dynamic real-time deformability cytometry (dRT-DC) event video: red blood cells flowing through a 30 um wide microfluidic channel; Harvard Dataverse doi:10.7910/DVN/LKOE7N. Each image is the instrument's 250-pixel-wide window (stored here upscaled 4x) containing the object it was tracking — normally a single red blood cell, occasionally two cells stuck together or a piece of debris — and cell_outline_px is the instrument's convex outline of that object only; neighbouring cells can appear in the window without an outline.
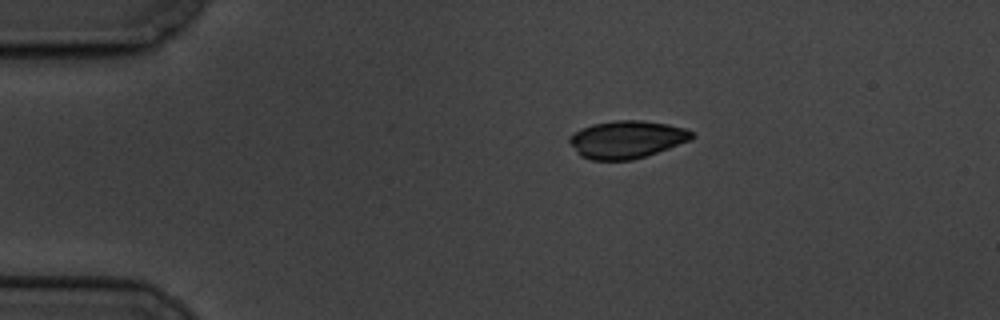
{"species": "common noctule bat (a hibernating species)", "species_latin": "Nyctalus noctula", "temperature_condition": "cold", "stored_images_in_passage": 4, "camera_frame_rate_fps": 3000, "um_per_image_px": 0.085, "animal": {"sex": "male", "body_mass_g": 19.5, "forearm_length_mm": 54.6}, "frame": {"image": 1, "passage_image": 1, "time_ms": 0.0, "image_size_px": [1000, 320], "cell_outline_px": [[692, 140], [632, 160], [592, 160], [580, 156], [576, 152], [568, 140], [568, 136], [592, 124], [616, 120], [640, 120], [668, 124], [684, 128], [692, 132]], "centroid_in_image_um": [53.25, 11.85], "position_along_channel_um": 31.8, "area_um2": 26.59}}
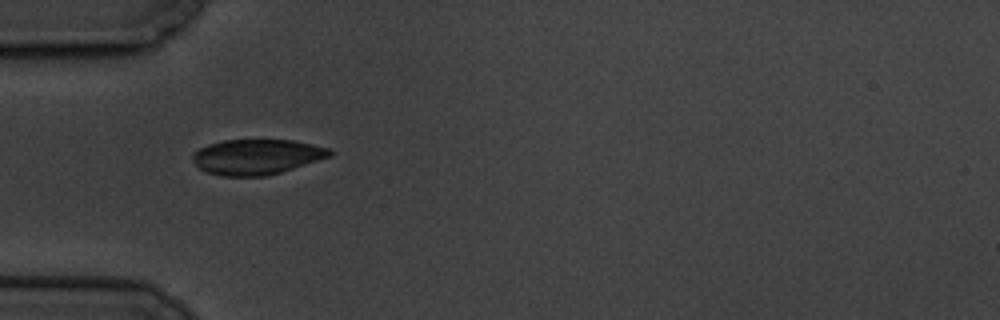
{"frame": {"image": 2, "passage_image": 3, "time_ms": 2.333, "image_size_px": [1000, 320], "cell_outline_px": [[332, 156], [280, 172], [264, 176], [220, 176], [208, 172], [200, 168], [192, 160], [192, 152], [208, 144], [224, 140], [292, 140], [312, 144], [328, 148], [332, 152]], "centroid_in_image_um": [21.8, 13.32], "position_along_channel_um": 63.2, "area_um2": 28.03}}
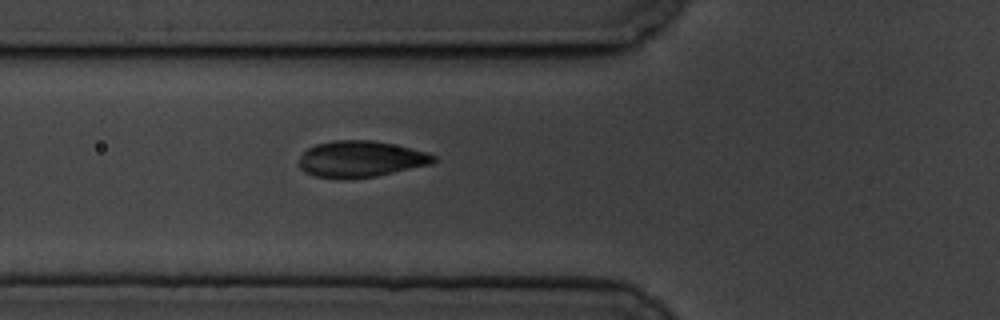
{"frame": {"image": 3, "passage_image": 4, "time_ms": 3.333, "image_size_px": [1000, 320], "cell_outline_px": [[436, 160], [432, 164], [376, 176], [316, 176], [304, 172], [300, 168], [300, 156], [308, 148], [316, 144], [332, 140], [372, 140], [392, 144], [428, 152], [436, 156]], "centroid_in_image_um": [30.7, 13.48], "position_along_channel_um": 95.1, "area_um2": 27.74}}